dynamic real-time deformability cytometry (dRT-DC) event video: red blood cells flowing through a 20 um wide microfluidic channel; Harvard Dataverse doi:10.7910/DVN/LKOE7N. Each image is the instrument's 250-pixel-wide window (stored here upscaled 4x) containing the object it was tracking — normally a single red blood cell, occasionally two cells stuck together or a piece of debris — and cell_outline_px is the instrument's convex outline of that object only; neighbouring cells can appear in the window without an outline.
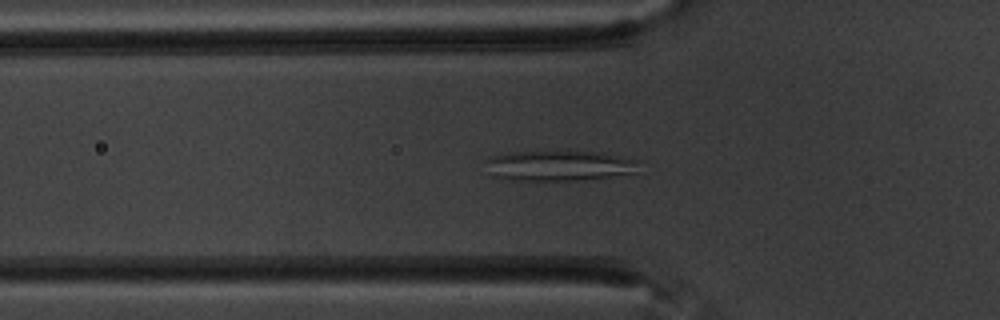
{"species": "common noctule bat (a hibernating species)", "species_latin": "Nyctalus noctula", "temperature_condition": "warm", "stored_images_in_passage": 46, "segment_of_instrument_passage": [1, 2], "camera_frame_rate_fps": 3000, "um_per_image_px": 0.085, "animal": {"sex": "male", "body_mass_g": 20.1, "forearm_length_mm": 53.5}, "frame": {"image": 1, "passage_image": 7, "time_ms": 2.0, "image_size_px": [1000, 320], "cell_outline_px": [[636, 172], [608, 176], [576, 180], [512, 180], [492, 176], [484, 160], [492, 156], [504, 152], [600, 152], [636, 160]], "centroid_in_image_um": [47.42, 14.08], "position_along_channel_um": 78.4, "area_um2": 26.53}}
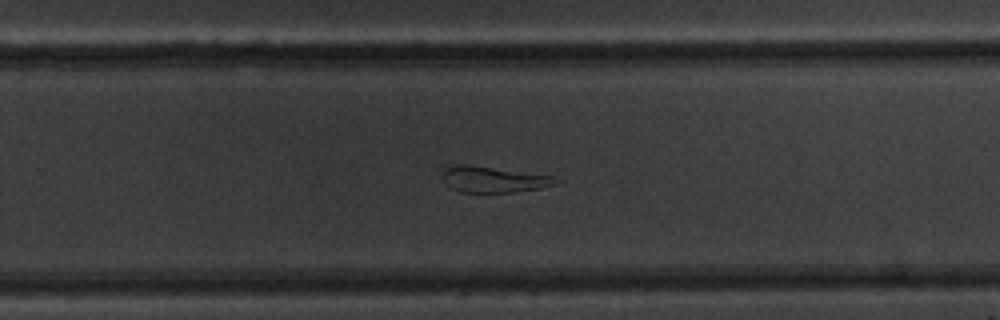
{"frame": {"image": 2, "passage_image": 25, "time_ms": 8.0, "image_size_px": [1000, 320], "cell_outline_px": [[564, 180], [556, 184], [540, 188], [512, 192], [460, 192], [444, 184], [440, 176], [448, 168], [460, 164], [464, 164], [556, 176]], "centroid_in_image_um": [41.99, 15.26], "position_along_channel_um": 287.8, "area_um2": 17.17}}
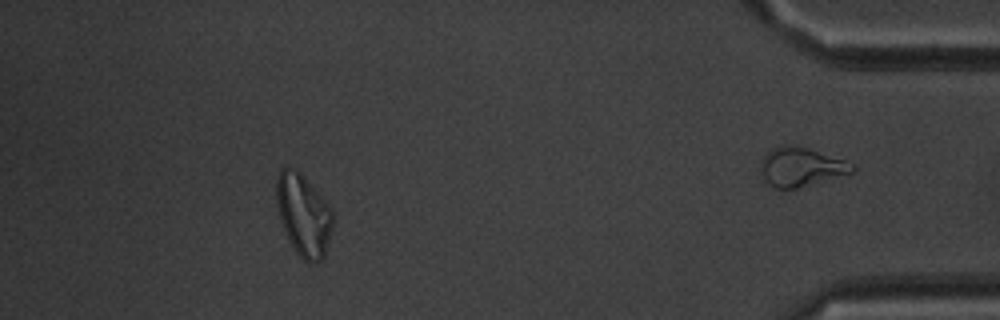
{"frame": {"image": 3, "passage_image": 40, "time_ms": 13.0, "image_size_px": [1000, 320], "cell_outline_px": [[336, 220], [324, 256], [320, 260], [312, 264], [308, 264], [296, 252], [288, 240], [280, 220], [276, 204], [276, 176], [280, 168], [296, 168], [300, 172], [328, 204]], "centroid_in_image_um": [25.8, 18.28], "position_along_channel_um": 409.4, "area_um2": 27.28}}